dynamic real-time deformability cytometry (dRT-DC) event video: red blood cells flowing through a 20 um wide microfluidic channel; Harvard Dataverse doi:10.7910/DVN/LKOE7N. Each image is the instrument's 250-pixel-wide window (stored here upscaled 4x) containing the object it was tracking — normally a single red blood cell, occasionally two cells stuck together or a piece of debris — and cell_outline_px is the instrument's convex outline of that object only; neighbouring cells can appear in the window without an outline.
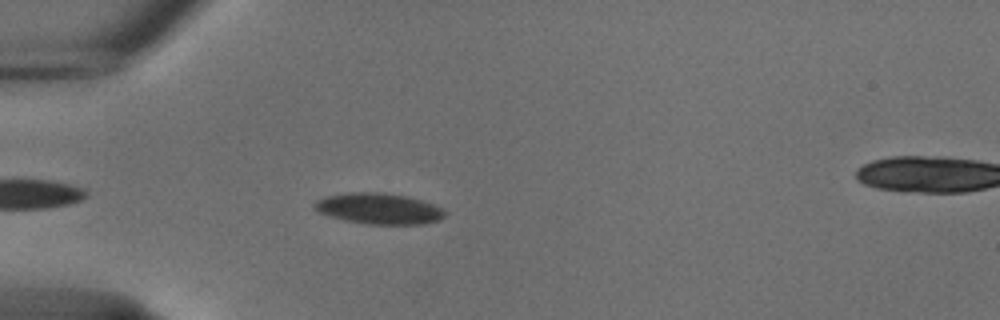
{"species": "common noctule bat (a hibernating species)", "species_latin": "Nyctalus noctula", "temperature_condition": "cold", "stored_images_in_passage": 35, "camera_frame_rate_fps": 3000, "um_per_image_px": 0.085, "animal": {"sex": "male", "body_mass_g": 18.8}, "frame": {"image": 1, "passage_image": 5, "time_ms": 1.333, "image_size_px": [1000, 320], "cell_outline_px": [[444, 216], [436, 220], [424, 224], [368, 224], [348, 220], [332, 216], [320, 212], [312, 204], [316, 200], [328, 196], [352, 192], [376, 192], [404, 196], [420, 200], [432, 204], [440, 208], [444, 212]], "centroid_in_image_um": [32.19, 17.73], "position_along_channel_um": 52.8, "area_um2": 22.77}}
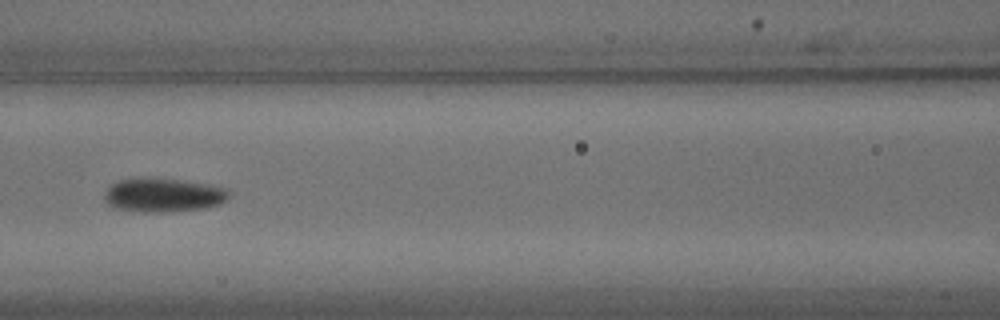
{"frame": {"image": 2, "passage_image": 14, "time_ms": 4.333, "image_size_px": [1000, 320], "cell_outline_px": [[228, 196], [220, 204], [204, 208], [168, 212], [144, 212], [112, 208], [108, 204], [104, 196], [108, 188], [112, 184], [120, 180], [152, 176], [156, 176], [204, 184], [224, 188], [228, 192]], "centroid_in_image_um": [13.82, 16.57], "position_along_channel_um": 152.8, "area_um2": 24.57}}
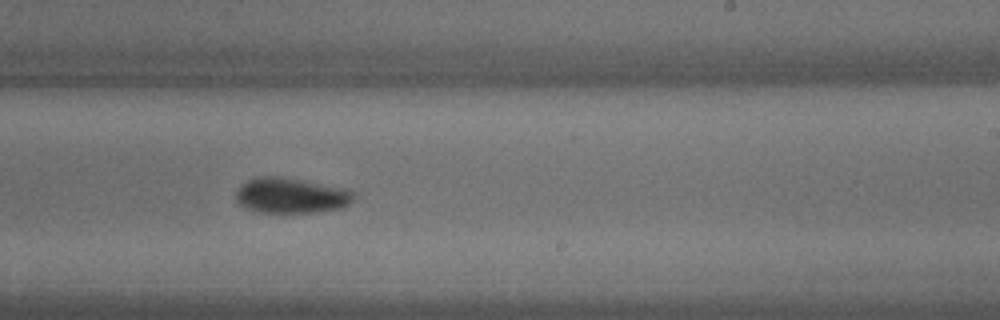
{"frame": {"image": 3, "passage_image": 23, "time_ms": 7.333, "image_size_px": [1000, 320], "cell_outline_px": [[352, 200], [348, 204], [340, 208], [316, 212], [260, 212], [244, 208], [236, 200], [236, 192], [240, 184], [256, 176], [280, 176], [340, 188], [352, 192]], "centroid_in_image_um": [24.63, 16.62], "position_along_channel_um": 264.4, "area_um2": 23.87}, "authors_computed_cell_mechanics": {"area_um2": 23.3512, "velocity_mm_per_s": 3.7279, "shape_relaxation_time_tau1_ms": 2.827, "shape_relaxation_time_tau2_ms": 3.5023, "deformation_change_tau1": 0.1009, "deformation_change_tau2": 0.0714}}